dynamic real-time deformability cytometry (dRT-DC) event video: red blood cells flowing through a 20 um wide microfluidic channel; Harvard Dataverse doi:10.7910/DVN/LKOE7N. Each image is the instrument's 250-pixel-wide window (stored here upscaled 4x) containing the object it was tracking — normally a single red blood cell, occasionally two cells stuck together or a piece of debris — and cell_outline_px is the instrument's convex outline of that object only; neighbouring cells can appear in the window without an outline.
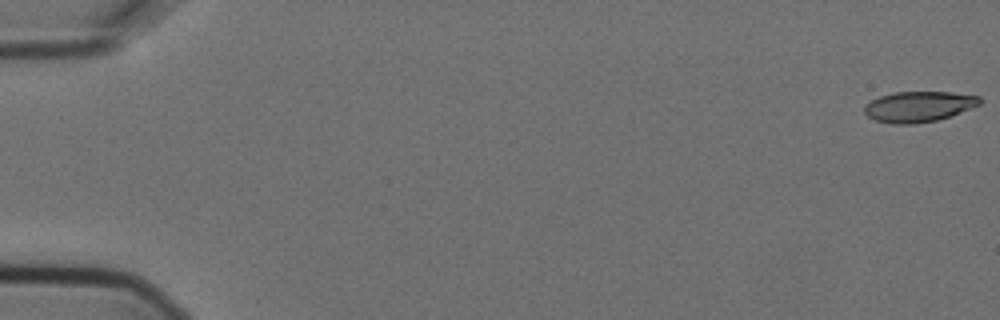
{"species": "Egyptian fruit bat (a non-hibernating species)", "species_latin": "Rousettus aegyptiacus", "temperature_condition": "cold", "stored_images_in_passage": 7, "segment_of_instrument_passage": [1, 2], "camera_frame_rate_fps": 3000, "um_per_image_px": 0.085, "animal": {"sex": "female"}, "frame": {"image": 1, "passage_image": 1, "time_ms": 0.0, "image_size_px": [1000, 320], "cell_outline_px": [[980, 104], [948, 116], [936, 120], [912, 124], [892, 124], [876, 120], [868, 116], [864, 112], [864, 108], [872, 100], [880, 96], [896, 92], [952, 92], [980, 96]], "centroid_in_image_um": [78.07, 9.05], "position_along_channel_um": 6.9, "area_um2": 20.17}}
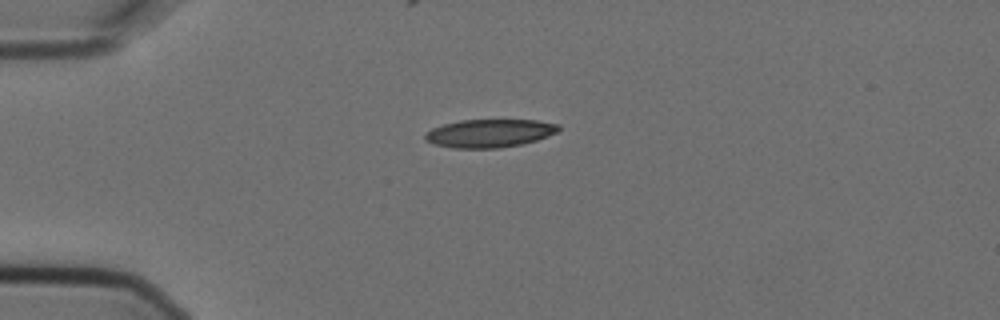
{"frame": {"image": 2, "passage_image": 5, "time_ms": 1.333, "image_size_px": [1000, 320], "cell_outline_px": [[560, 128], [556, 132], [548, 136], [536, 140], [520, 144], [500, 148], [452, 148], [436, 144], [424, 140], [424, 136], [432, 128], [444, 124], [460, 120], [536, 120], [560, 124]], "centroid_in_image_um": [41.62, 11.32], "position_along_channel_um": 43.4, "area_um2": 21.79}}